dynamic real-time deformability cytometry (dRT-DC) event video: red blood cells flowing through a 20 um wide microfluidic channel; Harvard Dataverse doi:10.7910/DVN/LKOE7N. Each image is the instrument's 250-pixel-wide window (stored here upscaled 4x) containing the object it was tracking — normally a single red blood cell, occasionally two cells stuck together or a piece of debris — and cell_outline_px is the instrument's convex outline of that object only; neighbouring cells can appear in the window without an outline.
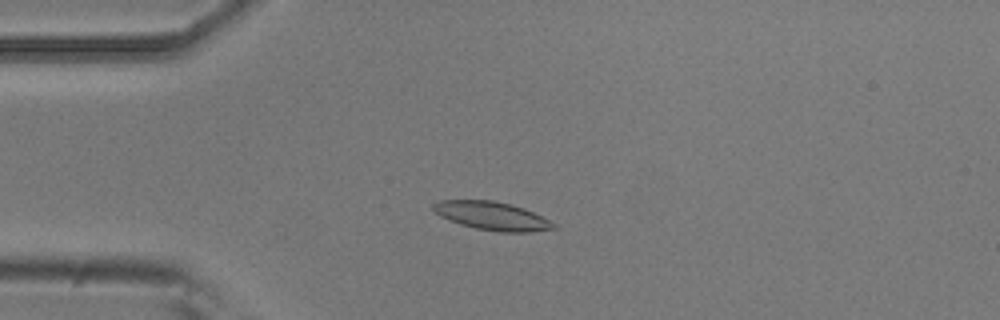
{"species": "common noctule bat (a hibernating species)", "species_latin": "Nyctalus noctula", "temperature_condition": "room temperature", "stored_images_in_passage": 5, "camera_frame_rate_fps": 3000, "um_per_image_px": 0.085, "animal": {"sex": "male", "body_mass_g": 20.5, "forearm_length_mm": 52.5}, "frame": {"image": 1, "passage_image": 3, "time_ms": 0.667, "image_size_px": [1000, 320], "cell_outline_px": [[556, 228], [532, 232], [500, 232], [476, 228], [460, 224], [448, 220], [440, 216], [432, 208], [432, 204], [440, 200], [492, 200], [512, 204], [524, 208], [556, 224]], "centroid_in_image_um": [41.81, 18.35], "position_along_channel_um": 43.2, "area_um2": 19.83}}
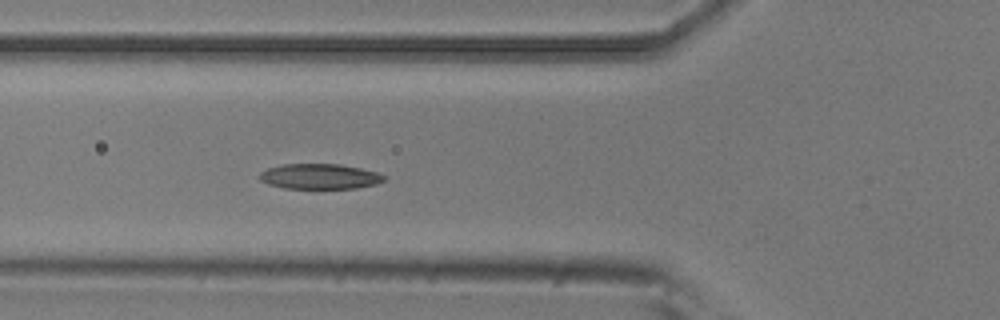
{"frame": {"image": 2, "passage_image": 5, "time_ms": 1.333, "image_size_px": [1000, 320], "cell_outline_px": [[384, 180], [376, 184], [356, 188], [284, 188], [268, 184], [260, 180], [260, 172], [268, 168], [284, 164], [340, 164], [360, 168], [376, 172], [384, 176]], "centroid_in_image_um": [27.15, 14.99], "position_along_channel_um": 98.6, "area_um2": 18.15}}